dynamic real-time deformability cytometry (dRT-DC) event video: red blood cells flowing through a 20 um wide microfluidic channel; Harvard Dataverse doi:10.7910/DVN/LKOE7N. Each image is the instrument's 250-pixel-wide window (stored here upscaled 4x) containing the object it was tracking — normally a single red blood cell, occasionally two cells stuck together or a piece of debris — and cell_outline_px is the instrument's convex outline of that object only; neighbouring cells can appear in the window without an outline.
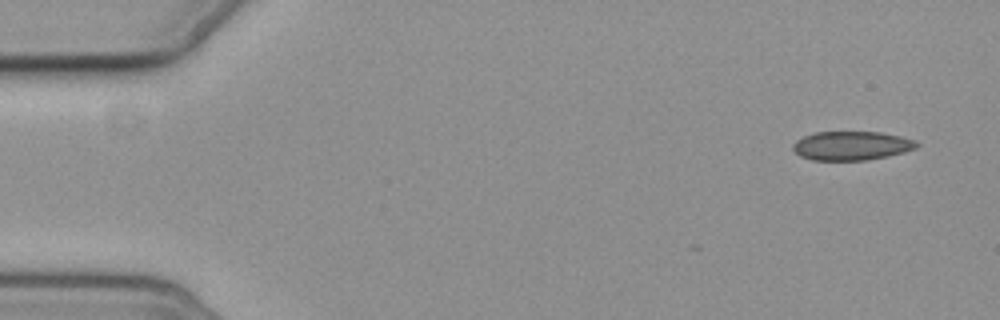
{"species": "common noctule bat (a hibernating species)", "species_latin": "Nyctalus noctula", "temperature_condition": "cold", "stored_images_in_passage": 4, "camera_frame_rate_fps": 3000, "um_per_image_px": 0.085, "animal": {"sex": "female", "body_mass_g": 19.3, "forearm_length_mm": 54.1}, "frame": {"image": 1, "passage_image": 1, "time_ms": 0.0, "image_size_px": [1000, 320], "cell_outline_px": [[920, 144], [916, 148], [904, 152], [888, 156], [868, 160], [812, 160], [800, 156], [792, 148], [792, 144], [796, 140], [804, 136], [816, 132], [880, 132], [900, 136], [916, 140]], "centroid_in_image_um": [72.39, 12.39], "position_along_channel_um": 12.6, "area_um2": 20.92}}